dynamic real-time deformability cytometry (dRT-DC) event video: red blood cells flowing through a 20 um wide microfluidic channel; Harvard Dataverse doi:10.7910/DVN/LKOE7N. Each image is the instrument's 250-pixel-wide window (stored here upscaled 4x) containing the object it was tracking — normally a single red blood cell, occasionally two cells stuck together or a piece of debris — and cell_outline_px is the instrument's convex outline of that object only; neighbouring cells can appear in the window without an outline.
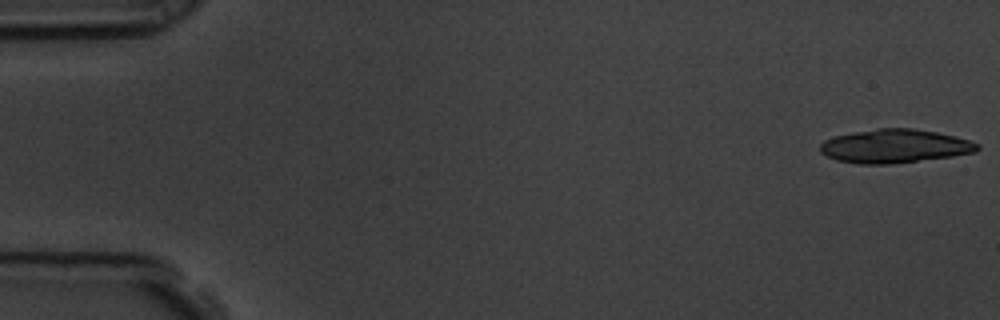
{"species": "common noctule bat (a hibernating species)", "species_latin": "Nyctalus noctula", "temperature_condition": "room temperature", "stored_images_in_passage": 16, "camera_frame_rate_fps": 3000, "um_per_image_px": 0.085, "animal": {"sex": "male", "body_mass_g": 19.5, "forearm_length_mm": 54.6}, "frame": {"image": 1, "passage_image": 1, "time_ms": 0.0, "image_size_px": [1000, 320], "cell_outline_px": [[980, 148], [976, 152], [952, 156], [892, 164], [860, 164], [836, 160], [820, 152], [820, 144], [824, 140], [832, 136], [876, 128], [912, 128], [936, 132], [956, 136], [980, 144]], "centroid_in_image_um": [76.04, 12.42], "position_along_channel_um": 9.0, "area_um2": 30.92}}